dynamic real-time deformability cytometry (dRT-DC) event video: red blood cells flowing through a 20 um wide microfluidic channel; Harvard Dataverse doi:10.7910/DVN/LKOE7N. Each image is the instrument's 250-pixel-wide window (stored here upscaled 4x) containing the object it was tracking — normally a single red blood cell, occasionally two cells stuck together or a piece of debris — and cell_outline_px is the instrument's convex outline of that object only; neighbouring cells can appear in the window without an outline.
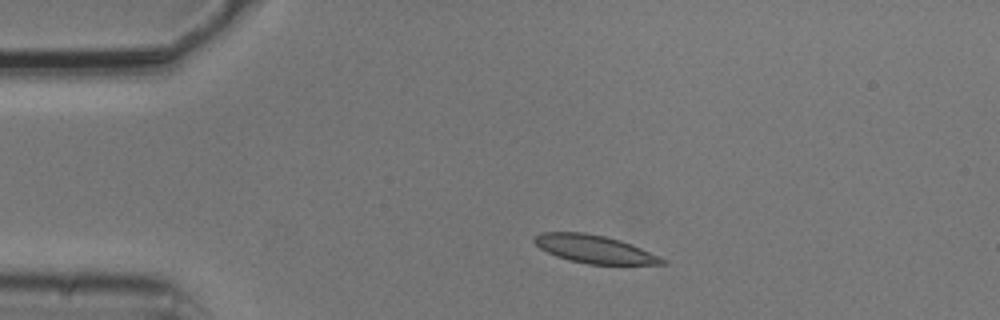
{"species": "common noctule bat (a hibernating species)", "species_latin": "Nyctalus noctula", "temperature_condition": "cold", "stored_images_in_passage": 6, "camera_frame_rate_fps": 3000, "um_per_image_px": 0.085, "animal": {"sex": "male", "body_mass_g": 20.5, "forearm_length_mm": 52.5}, "frame": {"image": 1, "passage_image": 2, "time_ms": 0.333, "image_size_px": [1000, 320], "cell_outline_px": [[668, 264], [588, 264], [568, 260], [556, 256], [540, 248], [532, 240], [540, 232], [584, 232], [604, 236], [620, 240], [640, 248], [668, 260]], "centroid_in_image_um": [50.52, 21.17], "position_along_channel_um": 34.5, "area_um2": 20.69}}
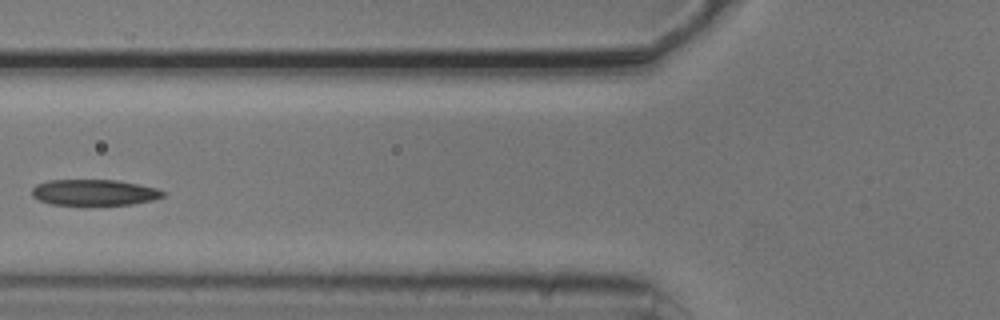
{"frame": {"image": 2, "passage_image": 5, "time_ms": 1.333, "image_size_px": [1000, 320], "cell_outline_px": [[168, 192], [164, 196], [152, 200], [132, 204], [52, 204], [40, 200], [32, 196], [32, 188], [36, 184], [48, 180], [116, 180], [140, 184], [156, 188]], "centroid_in_image_um": [8.03, 16.34], "position_along_channel_um": 117.8, "area_um2": 19.71}}
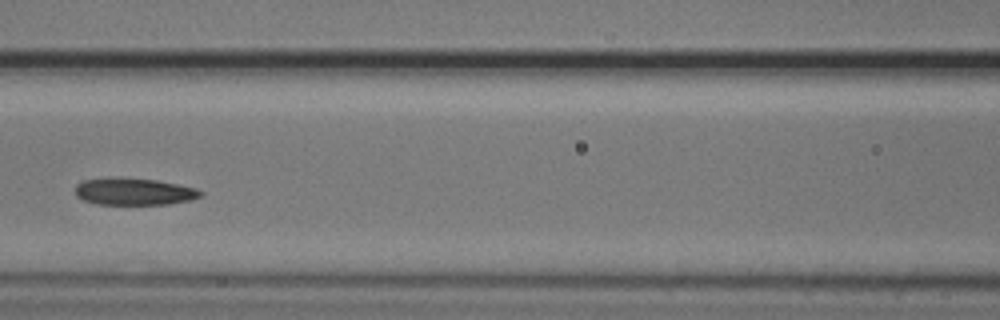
{"frame": {"image": 3, "passage_image": 6, "time_ms": 1.667, "image_size_px": [1000, 320], "cell_outline_px": [[204, 192], [200, 196], [188, 200], [168, 204], [96, 204], [84, 200], [76, 196], [76, 184], [84, 180], [112, 176], [156, 180], [196, 188]], "centroid_in_image_um": [11.35, 16.27], "position_along_channel_um": 155.3, "area_um2": 19.77}}